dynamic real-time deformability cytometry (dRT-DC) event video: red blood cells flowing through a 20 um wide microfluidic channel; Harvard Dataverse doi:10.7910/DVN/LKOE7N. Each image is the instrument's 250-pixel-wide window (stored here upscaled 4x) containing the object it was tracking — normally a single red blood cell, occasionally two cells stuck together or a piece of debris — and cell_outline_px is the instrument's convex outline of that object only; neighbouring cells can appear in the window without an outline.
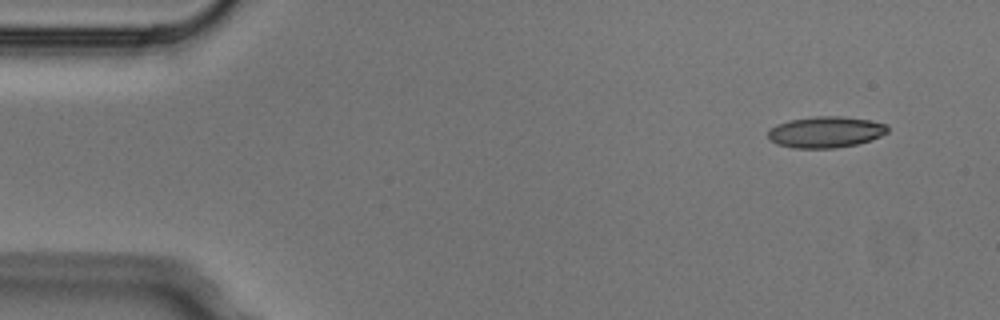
{"species": "Egyptian fruit bat (a non-hibernating species)", "species_latin": "Rousettus aegyptiacus", "temperature_condition": "cold", "stored_images_in_passage": 6, "camera_frame_rate_fps": 3000, "um_per_image_px": 0.085, "animal": {"sex": "male"}, "frame": {"image": 1, "passage_image": 1, "time_ms": 0.0, "image_size_px": [1000, 320], "cell_outline_px": [[888, 132], [872, 140], [856, 144], [836, 148], [792, 148], [776, 144], [768, 136], [768, 132], [776, 124], [792, 120], [816, 116], [840, 116], [868, 120], [888, 124]], "centroid_in_image_um": [70.2, 11.23], "position_along_channel_um": 14.8, "area_um2": 21.68}}
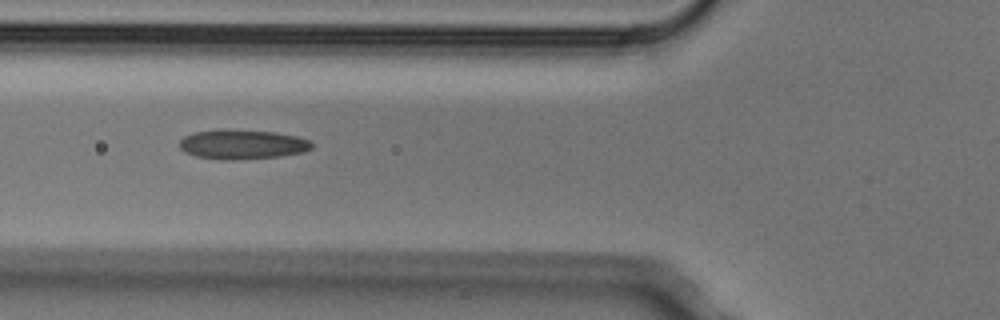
{"frame": {"image": 2, "passage_image": 4, "time_ms": 1.0, "image_size_px": [1000, 320], "cell_outline_px": [[312, 148], [304, 152], [280, 156], [232, 160], [224, 160], [196, 156], [184, 152], [180, 148], [180, 140], [184, 136], [192, 132], [220, 128], [228, 128], [276, 132], [296, 136], [312, 140]], "centroid_in_image_um": [20.58, 12.25], "position_along_channel_um": 105.2, "area_um2": 23.24}}
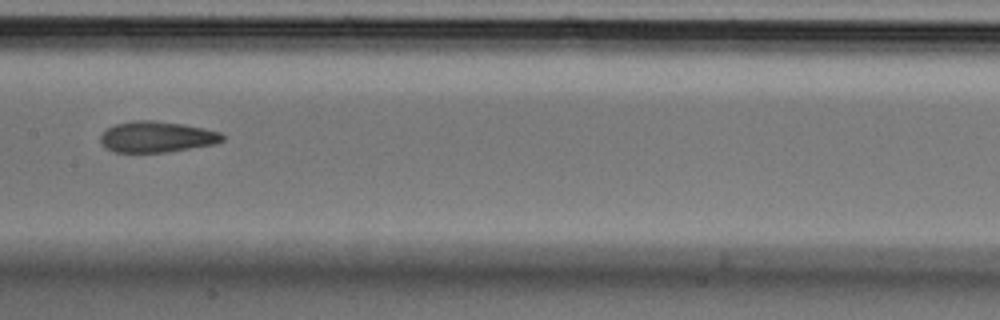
{"frame": {"image": 3, "passage_image": 6, "time_ms": 1.667, "image_size_px": [1000, 320], "cell_outline_px": [[224, 140], [216, 144], [164, 152], [116, 152], [100, 144], [100, 136], [108, 128], [116, 124], [136, 120], [152, 120], [180, 124], [220, 132], [224, 136]], "centroid_in_image_um": [13.31, 11.64], "position_along_channel_um": 194.1, "area_um2": 21.68}}